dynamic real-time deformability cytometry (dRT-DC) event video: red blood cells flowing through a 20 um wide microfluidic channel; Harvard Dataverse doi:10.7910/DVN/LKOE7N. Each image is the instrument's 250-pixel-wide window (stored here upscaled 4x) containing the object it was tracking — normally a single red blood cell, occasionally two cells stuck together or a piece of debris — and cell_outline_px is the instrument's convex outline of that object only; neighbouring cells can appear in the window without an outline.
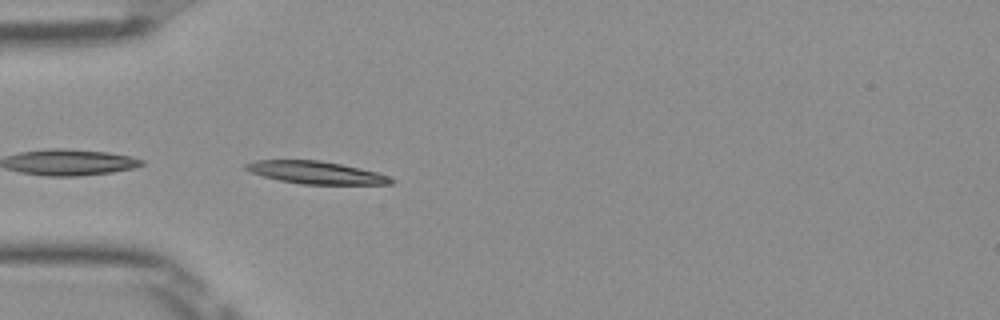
{"species": "Egyptian fruit bat (a non-hibernating species)", "species_latin": "Rousettus aegyptiacus", "temperature_condition": "room temperature", "stored_images_in_passage": 37, "camera_frame_rate_fps": 3000, "um_per_image_px": 0.085, "frame": {"image": 1, "passage_image": 1, "time_ms": 0.0, "image_size_px": [1000, 320], "cell_outline_px": [[396, 180], [392, 184], [300, 184], [280, 180], [264, 176], [252, 172], [244, 168], [244, 164], [256, 160], [320, 160], [360, 168], [376, 172], [388, 176]], "centroid_in_image_um": [26.87, 14.66], "position_along_channel_um": 58.1, "area_um2": 18.9}}
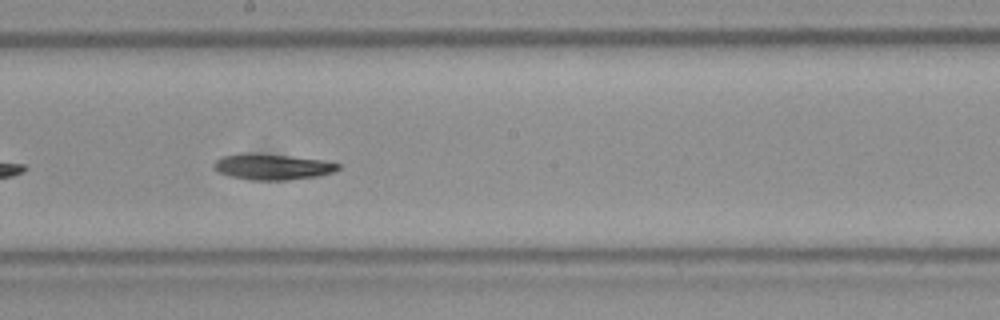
{"frame": {"image": 2, "passage_image": 14, "time_ms": 4.333, "image_size_px": [1000, 320], "cell_outline_px": [[340, 168], [336, 172], [316, 176], [288, 180], [252, 180], [228, 176], [220, 172], [212, 164], [216, 160], [224, 156], [240, 152], [244, 152], [288, 156], [324, 160], [340, 164]], "centroid_in_image_um": [23.16, 14.17], "position_along_channel_um": 225.0, "area_um2": 18.73}}
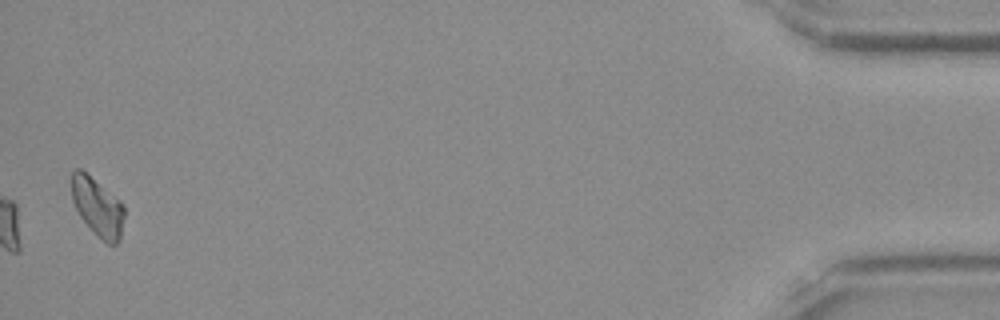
{"frame": {"image": 3, "passage_image": 36, "time_ms": 11.667, "image_size_px": [1000, 320], "cell_outline_px": [[124, 216], [120, 240], [116, 244], [108, 244], [80, 216], [72, 200], [72, 172], [76, 168], [80, 168], [120, 200], [124, 204]], "centroid_in_image_um": [8.31, 17.57], "position_along_channel_um": 426.9, "area_um2": 17.46}, "authors_computed_cell_mechanics": {"area_um2": 18.3804, "velocity_mm_per_s": 3.9586, "shape_relaxation_time_tau1_ms": 2.6684, "shape_relaxation_time_tau2_ms": null, "deformation_change_tau1": 0.1202, "deformation_change_tau2": null}}